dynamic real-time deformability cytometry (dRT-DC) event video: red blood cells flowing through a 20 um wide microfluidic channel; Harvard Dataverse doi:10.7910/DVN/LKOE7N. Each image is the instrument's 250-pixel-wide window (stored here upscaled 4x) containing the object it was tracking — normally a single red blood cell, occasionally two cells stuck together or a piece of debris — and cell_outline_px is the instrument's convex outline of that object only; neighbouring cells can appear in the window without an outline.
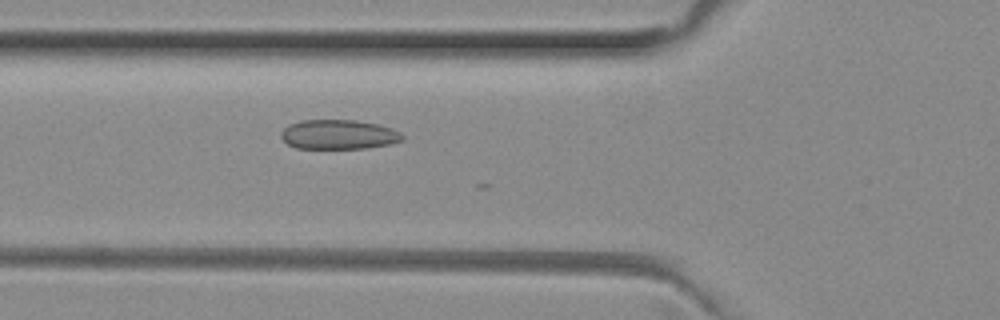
{"species": "common noctule bat (a hibernating species)", "species_latin": "Nyctalus noctula", "temperature_condition": "room temperature", "stored_images_in_passage": 6, "camera_frame_rate_fps": 3000, "um_per_image_px": 0.085, "animal": {"sex": "female", "body_mass_g": 29.2, "forearm_length_mm": 56.3}, "frame": {"image": 1, "passage_image": 5, "time_ms": 1.333, "image_size_px": [1000, 320], "cell_outline_px": [[404, 140], [388, 144], [364, 148], [296, 148], [288, 144], [280, 136], [280, 132], [288, 124], [300, 120], [356, 120], [376, 124], [392, 128], [400, 132], [404, 136]], "centroid_in_image_um": [28.76, 11.42], "position_along_channel_um": 97.0, "area_um2": 20.87}}